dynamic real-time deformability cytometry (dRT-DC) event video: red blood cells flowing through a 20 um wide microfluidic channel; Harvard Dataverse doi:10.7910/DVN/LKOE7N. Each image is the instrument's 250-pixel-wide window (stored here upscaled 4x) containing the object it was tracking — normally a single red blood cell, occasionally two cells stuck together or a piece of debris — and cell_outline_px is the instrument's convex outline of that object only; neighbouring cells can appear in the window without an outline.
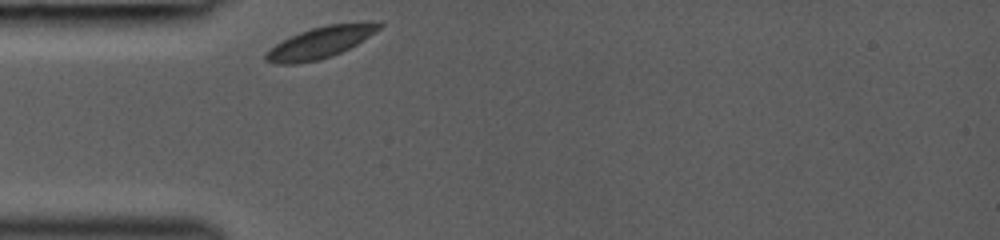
{"species": "common noctule bat (a hibernating species)", "species_latin": "Nyctalus noctula", "temperature_condition": "room temperature", "stored_images_in_passage": 1, "camera_frame_rate_fps": 3000, "um_per_image_px": 0.085, "animal": {"sex": "female", "body_mass_g": 19.0, "forearm_length_mm": 53.3}, "frame": {"image": 1, "passage_image": 1, "time_ms": 0.0, "image_size_px": [1000, 240], "cell_outline_px": [[384, 24], [380, 28], [356, 44], [332, 56], [316, 60], [296, 64], [276, 64], [264, 60], [264, 56], [276, 44], [300, 32], [312, 28], [328, 24], [384, 20]], "centroid_in_image_um": [27.28, 3.58], "position_along_channel_um": 57.7, "area_um2": 20.52}}